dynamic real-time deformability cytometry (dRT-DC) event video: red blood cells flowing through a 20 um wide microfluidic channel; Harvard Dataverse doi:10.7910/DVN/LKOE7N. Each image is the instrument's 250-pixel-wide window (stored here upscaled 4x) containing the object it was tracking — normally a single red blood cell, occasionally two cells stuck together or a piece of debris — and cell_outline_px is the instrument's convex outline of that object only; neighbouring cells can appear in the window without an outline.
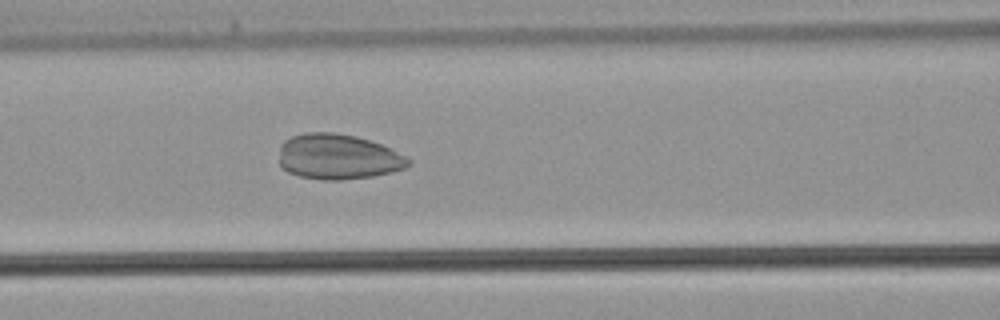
{"species": "common noctule bat (a hibernating species)", "species_latin": "Nyctalus noctula", "temperature_condition": "warm", "stored_images_in_passage": 39, "camera_frame_rate_fps": 3000, "um_per_image_px": 0.085, "animal": {"sex": "male", "body_mass_g": 21.5, "forearm_length_mm": 52.0}, "frame": {"image": 1, "passage_image": 14, "time_ms": 4.333, "image_size_px": [1000, 320], "cell_outline_px": [[412, 164], [404, 168], [392, 172], [372, 176], [340, 180], [320, 180], [300, 176], [288, 172], [280, 164], [280, 144], [284, 140], [292, 136], [304, 132], [332, 132], [356, 136], [380, 144], [408, 156], [412, 160]], "centroid_in_image_um": [28.75, 13.32], "position_along_channel_um": 137.9, "area_um2": 34.33}}
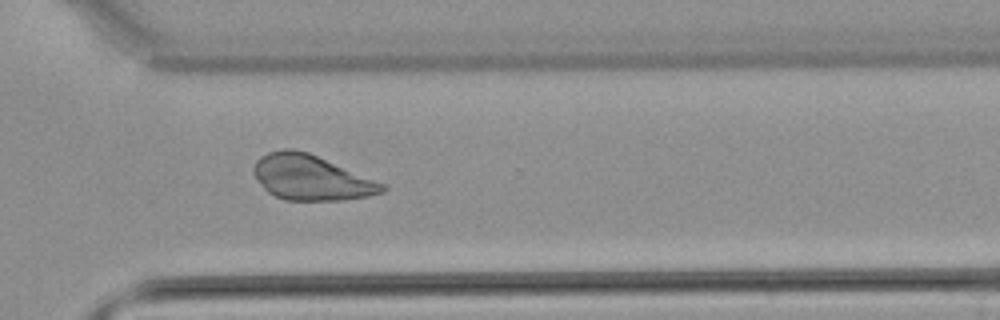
{"frame": {"image": 2, "passage_image": 27, "time_ms": 8.667, "image_size_px": [1000, 320], "cell_outline_px": [[388, 188], [384, 192], [368, 196], [344, 200], [284, 200], [268, 192], [264, 188], [252, 172], [252, 168], [256, 160], [260, 156], [268, 152], [284, 148], [292, 148], [308, 152], [384, 184]], "centroid_in_image_um": [26.41, 15.09], "position_along_channel_um": 344.2, "area_um2": 33.64}}
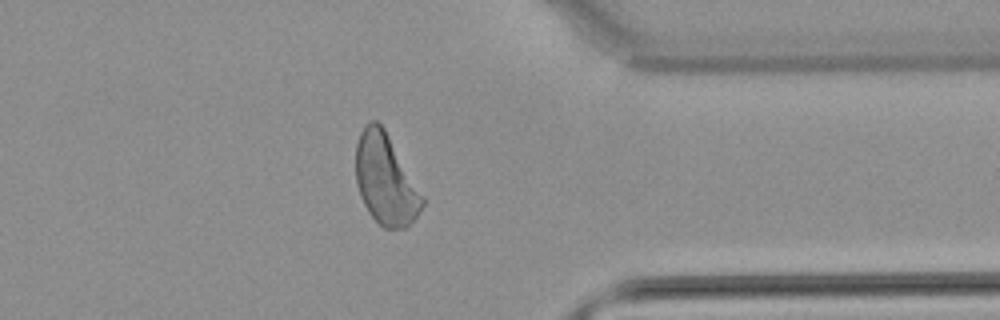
{"frame": {"image": 3, "passage_image": 30, "time_ms": 9.667, "image_size_px": [1000, 320], "cell_outline_px": [[424, 204], [416, 216], [404, 228], [384, 228], [368, 212], [360, 196], [356, 184], [356, 144], [360, 132], [364, 124], [372, 120], [376, 120], [384, 128], [424, 196]], "centroid_in_image_um": [32.75, 15.24], "position_along_channel_um": 378.6, "area_um2": 34.85}}